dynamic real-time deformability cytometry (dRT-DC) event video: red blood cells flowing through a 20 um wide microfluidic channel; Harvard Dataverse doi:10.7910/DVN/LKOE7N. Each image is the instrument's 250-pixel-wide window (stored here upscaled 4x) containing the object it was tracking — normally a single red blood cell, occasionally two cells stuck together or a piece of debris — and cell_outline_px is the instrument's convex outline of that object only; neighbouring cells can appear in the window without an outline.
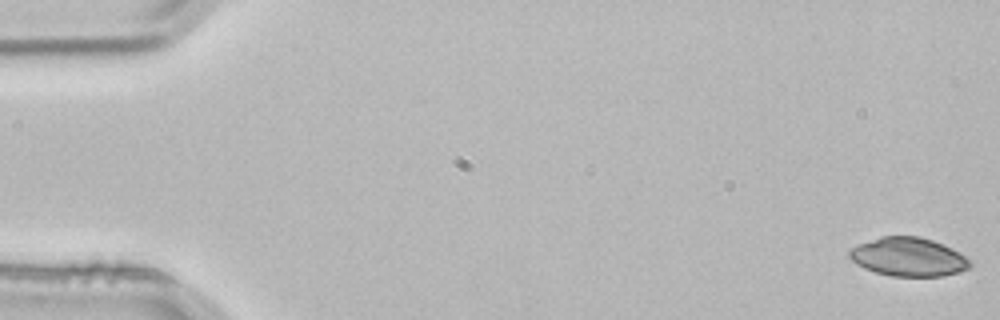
{"species": "common noctule bat (a hibernating species)", "species_latin": "Nyctalus noctula", "temperature_condition": "room temperature", "stored_images_in_passage": 4, "camera_frame_rate_fps": 3000, "um_per_image_px": 0.085, "animal": {"sex": "male", "body_mass_g": 21.5, "forearm_length_mm": 52.0}, "frame": {"image": 1, "passage_image": 1, "time_ms": 0.0, "image_size_px": [1000, 320], "cell_outline_px": [[972, 264], [968, 268], [960, 272], [944, 276], [892, 276], [876, 272], [864, 268], [856, 264], [848, 256], [848, 252], [856, 244], [880, 236], [920, 236], [944, 244], [952, 248], [972, 260]], "centroid_in_image_um": [77.22, 21.83], "position_along_channel_um": 7.8, "area_um2": 27.46}}